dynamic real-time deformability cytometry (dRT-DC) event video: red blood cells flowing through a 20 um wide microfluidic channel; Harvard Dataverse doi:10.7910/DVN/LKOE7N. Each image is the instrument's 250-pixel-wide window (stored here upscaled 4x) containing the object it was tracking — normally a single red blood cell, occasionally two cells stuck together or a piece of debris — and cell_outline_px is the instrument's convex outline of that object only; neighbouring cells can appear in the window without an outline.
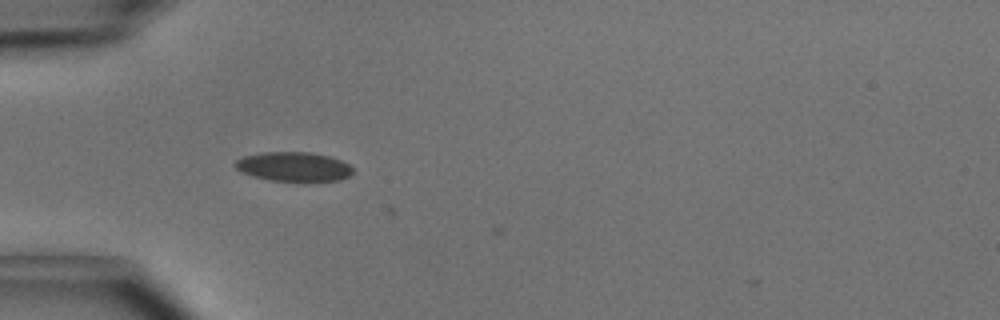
{"species": "common noctule bat (a hibernating species)", "species_latin": "Nyctalus noctula", "temperature_condition": "cold", "stored_images_in_passage": 2, "camera_frame_rate_fps": 3000, "um_per_image_px": 0.085, "animal": {"sex": "male", "body_mass_g": 15.6}, "frame": {"image": 1, "passage_image": 1, "time_ms": 0.0, "image_size_px": [1000, 320], "cell_outline_px": [[356, 168], [348, 176], [340, 180], [300, 184], [272, 180], [252, 176], [236, 168], [232, 164], [236, 160], [244, 156], [260, 152], [312, 152], [328, 156], [340, 160]], "centroid_in_image_um": [25.0, 14.2], "position_along_channel_um": 60.0, "area_um2": 20.87}}